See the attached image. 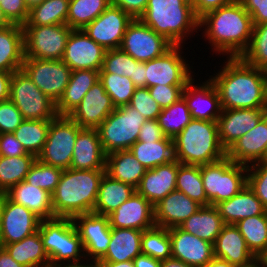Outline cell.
<instances>
[{
  "label": "cell",
  "instance_id": "1",
  "mask_svg": "<svg viewBox=\"0 0 267 267\" xmlns=\"http://www.w3.org/2000/svg\"><path fill=\"white\" fill-rule=\"evenodd\" d=\"M207 39L212 52L227 58L241 57L248 48L253 30L250 14L236 0L206 13L199 19V31Z\"/></svg>",
  "mask_w": 267,
  "mask_h": 267
},
{
  "label": "cell",
  "instance_id": "2",
  "mask_svg": "<svg viewBox=\"0 0 267 267\" xmlns=\"http://www.w3.org/2000/svg\"><path fill=\"white\" fill-rule=\"evenodd\" d=\"M223 63L220 71L209 77L219 94L222 110L262 109L266 104L262 69L240 57L226 58Z\"/></svg>",
  "mask_w": 267,
  "mask_h": 267
},
{
  "label": "cell",
  "instance_id": "3",
  "mask_svg": "<svg viewBox=\"0 0 267 267\" xmlns=\"http://www.w3.org/2000/svg\"><path fill=\"white\" fill-rule=\"evenodd\" d=\"M106 170H63L52 193L55 217L73 218L93 213L99 185Z\"/></svg>",
  "mask_w": 267,
  "mask_h": 267
},
{
  "label": "cell",
  "instance_id": "4",
  "mask_svg": "<svg viewBox=\"0 0 267 267\" xmlns=\"http://www.w3.org/2000/svg\"><path fill=\"white\" fill-rule=\"evenodd\" d=\"M139 19L173 45L183 46L189 35L199 31L191 0H148Z\"/></svg>",
  "mask_w": 267,
  "mask_h": 267
},
{
  "label": "cell",
  "instance_id": "5",
  "mask_svg": "<svg viewBox=\"0 0 267 267\" xmlns=\"http://www.w3.org/2000/svg\"><path fill=\"white\" fill-rule=\"evenodd\" d=\"M174 157L184 165H204L223 159L217 121L192 119L173 139Z\"/></svg>",
  "mask_w": 267,
  "mask_h": 267
},
{
  "label": "cell",
  "instance_id": "6",
  "mask_svg": "<svg viewBox=\"0 0 267 267\" xmlns=\"http://www.w3.org/2000/svg\"><path fill=\"white\" fill-rule=\"evenodd\" d=\"M248 166L223 159L201 165V176L207 200L216 206L229 200L247 185Z\"/></svg>",
  "mask_w": 267,
  "mask_h": 267
},
{
  "label": "cell",
  "instance_id": "7",
  "mask_svg": "<svg viewBox=\"0 0 267 267\" xmlns=\"http://www.w3.org/2000/svg\"><path fill=\"white\" fill-rule=\"evenodd\" d=\"M146 119L130 105L115 108L97 127L106 155L129 150L138 141L140 129Z\"/></svg>",
  "mask_w": 267,
  "mask_h": 267
},
{
  "label": "cell",
  "instance_id": "8",
  "mask_svg": "<svg viewBox=\"0 0 267 267\" xmlns=\"http://www.w3.org/2000/svg\"><path fill=\"white\" fill-rule=\"evenodd\" d=\"M9 99L16 105L24 120H52L57 116L56 103L22 69L12 74Z\"/></svg>",
  "mask_w": 267,
  "mask_h": 267
},
{
  "label": "cell",
  "instance_id": "9",
  "mask_svg": "<svg viewBox=\"0 0 267 267\" xmlns=\"http://www.w3.org/2000/svg\"><path fill=\"white\" fill-rule=\"evenodd\" d=\"M80 129L69 116L57 115L50 122L47 140L37 159L62 170L70 168L75 140Z\"/></svg>",
  "mask_w": 267,
  "mask_h": 267
},
{
  "label": "cell",
  "instance_id": "10",
  "mask_svg": "<svg viewBox=\"0 0 267 267\" xmlns=\"http://www.w3.org/2000/svg\"><path fill=\"white\" fill-rule=\"evenodd\" d=\"M25 58L62 60L72 29L67 24L23 25Z\"/></svg>",
  "mask_w": 267,
  "mask_h": 267
},
{
  "label": "cell",
  "instance_id": "11",
  "mask_svg": "<svg viewBox=\"0 0 267 267\" xmlns=\"http://www.w3.org/2000/svg\"><path fill=\"white\" fill-rule=\"evenodd\" d=\"M182 45H173L163 55L146 61V87L156 85L186 86L192 79V66L184 60ZM182 51V52H181ZM191 67V68H190Z\"/></svg>",
  "mask_w": 267,
  "mask_h": 267
},
{
  "label": "cell",
  "instance_id": "12",
  "mask_svg": "<svg viewBox=\"0 0 267 267\" xmlns=\"http://www.w3.org/2000/svg\"><path fill=\"white\" fill-rule=\"evenodd\" d=\"M54 103L62 97L72 70L62 60L24 58L21 68Z\"/></svg>",
  "mask_w": 267,
  "mask_h": 267
},
{
  "label": "cell",
  "instance_id": "13",
  "mask_svg": "<svg viewBox=\"0 0 267 267\" xmlns=\"http://www.w3.org/2000/svg\"><path fill=\"white\" fill-rule=\"evenodd\" d=\"M173 44L158 34L139 18L126 28L120 49L139 62H146L163 55Z\"/></svg>",
  "mask_w": 267,
  "mask_h": 267
},
{
  "label": "cell",
  "instance_id": "14",
  "mask_svg": "<svg viewBox=\"0 0 267 267\" xmlns=\"http://www.w3.org/2000/svg\"><path fill=\"white\" fill-rule=\"evenodd\" d=\"M72 221L82 241L87 262H97L106 253L111 239L108 216L79 214Z\"/></svg>",
  "mask_w": 267,
  "mask_h": 267
},
{
  "label": "cell",
  "instance_id": "15",
  "mask_svg": "<svg viewBox=\"0 0 267 267\" xmlns=\"http://www.w3.org/2000/svg\"><path fill=\"white\" fill-rule=\"evenodd\" d=\"M133 18L121 8L110 5L83 31L106 50L120 48L127 26Z\"/></svg>",
  "mask_w": 267,
  "mask_h": 267
},
{
  "label": "cell",
  "instance_id": "16",
  "mask_svg": "<svg viewBox=\"0 0 267 267\" xmlns=\"http://www.w3.org/2000/svg\"><path fill=\"white\" fill-rule=\"evenodd\" d=\"M106 49L92 40L83 30H72L62 61L72 70L102 69Z\"/></svg>",
  "mask_w": 267,
  "mask_h": 267
},
{
  "label": "cell",
  "instance_id": "17",
  "mask_svg": "<svg viewBox=\"0 0 267 267\" xmlns=\"http://www.w3.org/2000/svg\"><path fill=\"white\" fill-rule=\"evenodd\" d=\"M40 221L32 211L6 198L0 220V246L21 241L37 232Z\"/></svg>",
  "mask_w": 267,
  "mask_h": 267
},
{
  "label": "cell",
  "instance_id": "18",
  "mask_svg": "<svg viewBox=\"0 0 267 267\" xmlns=\"http://www.w3.org/2000/svg\"><path fill=\"white\" fill-rule=\"evenodd\" d=\"M110 227L148 230L156 226L154 206L137 191L108 215Z\"/></svg>",
  "mask_w": 267,
  "mask_h": 267
},
{
  "label": "cell",
  "instance_id": "19",
  "mask_svg": "<svg viewBox=\"0 0 267 267\" xmlns=\"http://www.w3.org/2000/svg\"><path fill=\"white\" fill-rule=\"evenodd\" d=\"M114 109L111 97L98 81L68 116L81 128H97Z\"/></svg>",
  "mask_w": 267,
  "mask_h": 267
},
{
  "label": "cell",
  "instance_id": "20",
  "mask_svg": "<svg viewBox=\"0 0 267 267\" xmlns=\"http://www.w3.org/2000/svg\"><path fill=\"white\" fill-rule=\"evenodd\" d=\"M171 255L192 267H205L214 257L213 244L179 227L169 228Z\"/></svg>",
  "mask_w": 267,
  "mask_h": 267
},
{
  "label": "cell",
  "instance_id": "21",
  "mask_svg": "<svg viewBox=\"0 0 267 267\" xmlns=\"http://www.w3.org/2000/svg\"><path fill=\"white\" fill-rule=\"evenodd\" d=\"M194 81L196 80L193 78L182 92L192 118L217 121L222 111L217 89L210 79L202 82V84H194Z\"/></svg>",
  "mask_w": 267,
  "mask_h": 267
},
{
  "label": "cell",
  "instance_id": "22",
  "mask_svg": "<svg viewBox=\"0 0 267 267\" xmlns=\"http://www.w3.org/2000/svg\"><path fill=\"white\" fill-rule=\"evenodd\" d=\"M261 119V109L222 110L217 119L221 146L227 151L241 136L256 127Z\"/></svg>",
  "mask_w": 267,
  "mask_h": 267
},
{
  "label": "cell",
  "instance_id": "23",
  "mask_svg": "<svg viewBox=\"0 0 267 267\" xmlns=\"http://www.w3.org/2000/svg\"><path fill=\"white\" fill-rule=\"evenodd\" d=\"M106 153L97 128H81L75 140L70 169L105 170Z\"/></svg>",
  "mask_w": 267,
  "mask_h": 267
},
{
  "label": "cell",
  "instance_id": "24",
  "mask_svg": "<svg viewBox=\"0 0 267 267\" xmlns=\"http://www.w3.org/2000/svg\"><path fill=\"white\" fill-rule=\"evenodd\" d=\"M181 164L174 161L147 169L136 191L153 206L166 195L176 190L178 167Z\"/></svg>",
  "mask_w": 267,
  "mask_h": 267
},
{
  "label": "cell",
  "instance_id": "25",
  "mask_svg": "<svg viewBox=\"0 0 267 267\" xmlns=\"http://www.w3.org/2000/svg\"><path fill=\"white\" fill-rule=\"evenodd\" d=\"M201 205L190 199L184 192L174 190L154 205V219L158 227H178Z\"/></svg>",
  "mask_w": 267,
  "mask_h": 267
},
{
  "label": "cell",
  "instance_id": "26",
  "mask_svg": "<svg viewBox=\"0 0 267 267\" xmlns=\"http://www.w3.org/2000/svg\"><path fill=\"white\" fill-rule=\"evenodd\" d=\"M267 150V126L261 119L251 131L241 136L227 151L235 163L251 165L260 162Z\"/></svg>",
  "mask_w": 267,
  "mask_h": 267
},
{
  "label": "cell",
  "instance_id": "27",
  "mask_svg": "<svg viewBox=\"0 0 267 267\" xmlns=\"http://www.w3.org/2000/svg\"><path fill=\"white\" fill-rule=\"evenodd\" d=\"M214 257L224 259L235 266H246L256 257L234 224H225L213 244Z\"/></svg>",
  "mask_w": 267,
  "mask_h": 267
},
{
  "label": "cell",
  "instance_id": "28",
  "mask_svg": "<svg viewBox=\"0 0 267 267\" xmlns=\"http://www.w3.org/2000/svg\"><path fill=\"white\" fill-rule=\"evenodd\" d=\"M6 193L9 200L23 205L41 220L55 218L50 192L35 187L24 180L11 187Z\"/></svg>",
  "mask_w": 267,
  "mask_h": 267
},
{
  "label": "cell",
  "instance_id": "29",
  "mask_svg": "<svg viewBox=\"0 0 267 267\" xmlns=\"http://www.w3.org/2000/svg\"><path fill=\"white\" fill-rule=\"evenodd\" d=\"M216 207L223 222L234 225L244 218L262 215L267 211L248 185L231 199L218 203Z\"/></svg>",
  "mask_w": 267,
  "mask_h": 267
},
{
  "label": "cell",
  "instance_id": "30",
  "mask_svg": "<svg viewBox=\"0 0 267 267\" xmlns=\"http://www.w3.org/2000/svg\"><path fill=\"white\" fill-rule=\"evenodd\" d=\"M24 33L21 25L0 28V71L13 73L24 62Z\"/></svg>",
  "mask_w": 267,
  "mask_h": 267
},
{
  "label": "cell",
  "instance_id": "31",
  "mask_svg": "<svg viewBox=\"0 0 267 267\" xmlns=\"http://www.w3.org/2000/svg\"><path fill=\"white\" fill-rule=\"evenodd\" d=\"M99 81L97 70H75L71 72L69 83L56 103L57 115L68 116L80 104L86 93Z\"/></svg>",
  "mask_w": 267,
  "mask_h": 267
},
{
  "label": "cell",
  "instance_id": "32",
  "mask_svg": "<svg viewBox=\"0 0 267 267\" xmlns=\"http://www.w3.org/2000/svg\"><path fill=\"white\" fill-rule=\"evenodd\" d=\"M143 231L111 227V239L106 253L98 261L124 262L142 253Z\"/></svg>",
  "mask_w": 267,
  "mask_h": 267
},
{
  "label": "cell",
  "instance_id": "33",
  "mask_svg": "<svg viewBox=\"0 0 267 267\" xmlns=\"http://www.w3.org/2000/svg\"><path fill=\"white\" fill-rule=\"evenodd\" d=\"M225 223L216 206H201L178 227L202 240L214 244Z\"/></svg>",
  "mask_w": 267,
  "mask_h": 267
},
{
  "label": "cell",
  "instance_id": "34",
  "mask_svg": "<svg viewBox=\"0 0 267 267\" xmlns=\"http://www.w3.org/2000/svg\"><path fill=\"white\" fill-rule=\"evenodd\" d=\"M106 174L112 179L137 188L146 169L129 150L116 151L106 155Z\"/></svg>",
  "mask_w": 267,
  "mask_h": 267
},
{
  "label": "cell",
  "instance_id": "35",
  "mask_svg": "<svg viewBox=\"0 0 267 267\" xmlns=\"http://www.w3.org/2000/svg\"><path fill=\"white\" fill-rule=\"evenodd\" d=\"M135 191L136 188L130 184L112 179L105 173L99 185L93 213L108 216L127 201Z\"/></svg>",
  "mask_w": 267,
  "mask_h": 267
},
{
  "label": "cell",
  "instance_id": "36",
  "mask_svg": "<svg viewBox=\"0 0 267 267\" xmlns=\"http://www.w3.org/2000/svg\"><path fill=\"white\" fill-rule=\"evenodd\" d=\"M10 256L24 267L51 266L39 229L21 241L3 246Z\"/></svg>",
  "mask_w": 267,
  "mask_h": 267
},
{
  "label": "cell",
  "instance_id": "37",
  "mask_svg": "<svg viewBox=\"0 0 267 267\" xmlns=\"http://www.w3.org/2000/svg\"><path fill=\"white\" fill-rule=\"evenodd\" d=\"M129 151L146 170L175 160L173 139L168 137L156 142L137 141L130 147Z\"/></svg>",
  "mask_w": 267,
  "mask_h": 267
},
{
  "label": "cell",
  "instance_id": "38",
  "mask_svg": "<svg viewBox=\"0 0 267 267\" xmlns=\"http://www.w3.org/2000/svg\"><path fill=\"white\" fill-rule=\"evenodd\" d=\"M85 260L86 257L82 241L72 218H62L61 251L50 262L51 267L82 265L87 262Z\"/></svg>",
  "mask_w": 267,
  "mask_h": 267
},
{
  "label": "cell",
  "instance_id": "39",
  "mask_svg": "<svg viewBox=\"0 0 267 267\" xmlns=\"http://www.w3.org/2000/svg\"><path fill=\"white\" fill-rule=\"evenodd\" d=\"M111 4L112 0H70L67 25L72 30H83Z\"/></svg>",
  "mask_w": 267,
  "mask_h": 267
},
{
  "label": "cell",
  "instance_id": "40",
  "mask_svg": "<svg viewBox=\"0 0 267 267\" xmlns=\"http://www.w3.org/2000/svg\"><path fill=\"white\" fill-rule=\"evenodd\" d=\"M70 0H44L29 9V17L24 25H59L67 24Z\"/></svg>",
  "mask_w": 267,
  "mask_h": 267
},
{
  "label": "cell",
  "instance_id": "41",
  "mask_svg": "<svg viewBox=\"0 0 267 267\" xmlns=\"http://www.w3.org/2000/svg\"><path fill=\"white\" fill-rule=\"evenodd\" d=\"M36 159L33 154L17 157L0 156V190L7 192L14 185L24 181Z\"/></svg>",
  "mask_w": 267,
  "mask_h": 267
},
{
  "label": "cell",
  "instance_id": "42",
  "mask_svg": "<svg viewBox=\"0 0 267 267\" xmlns=\"http://www.w3.org/2000/svg\"><path fill=\"white\" fill-rule=\"evenodd\" d=\"M50 122L51 120H24L13 134L28 153L37 157L47 140Z\"/></svg>",
  "mask_w": 267,
  "mask_h": 267
},
{
  "label": "cell",
  "instance_id": "43",
  "mask_svg": "<svg viewBox=\"0 0 267 267\" xmlns=\"http://www.w3.org/2000/svg\"><path fill=\"white\" fill-rule=\"evenodd\" d=\"M188 104L182 96L158 116L159 126L165 137L174 139L192 120Z\"/></svg>",
  "mask_w": 267,
  "mask_h": 267
},
{
  "label": "cell",
  "instance_id": "44",
  "mask_svg": "<svg viewBox=\"0 0 267 267\" xmlns=\"http://www.w3.org/2000/svg\"><path fill=\"white\" fill-rule=\"evenodd\" d=\"M176 190L184 192L201 206L210 205L203 187L201 165L181 164L178 167Z\"/></svg>",
  "mask_w": 267,
  "mask_h": 267
},
{
  "label": "cell",
  "instance_id": "45",
  "mask_svg": "<svg viewBox=\"0 0 267 267\" xmlns=\"http://www.w3.org/2000/svg\"><path fill=\"white\" fill-rule=\"evenodd\" d=\"M235 226L255 257L267 247V211L262 215L244 218Z\"/></svg>",
  "mask_w": 267,
  "mask_h": 267
},
{
  "label": "cell",
  "instance_id": "46",
  "mask_svg": "<svg viewBox=\"0 0 267 267\" xmlns=\"http://www.w3.org/2000/svg\"><path fill=\"white\" fill-rule=\"evenodd\" d=\"M141 251L161 261L172 257L169 229L154 226L144 230L141 238Z\"/></svg>",
  "mask_w": 267,
  "mask_h": 267
},
{
  "label": "cell",
  "instance_id": "47",
  "mask_svg": "<svg viewBox=\"0 0 267 267\" xmlns=\"http://www.w3.org/2000/svg\"><path fill=\"white\" fill-rule=\"evenodd\" d=\"M99 81L111 97L115 108L129 105L136 89L130 78L112 73H99Z\"/></svg>",
  "mask_w": 267,
  "mask_h": 267
},
{
  "label": "cell",
  "instance_id": "48",
  "mask_svg": "<svg viewBox=\"0 0 267 267\" xmlns=\"http://www.w3.org/2000/svg\"><path fill=\"white\" fill-rule=\"evenodd\" d=\"M240 58L256 68L267 67V23L253 25L250 44Z\"/></svg>",
  "mask_w": 267,
  "mask_h": 267
},
{
  "label": "cell",
  "instance_id": "49",
  "mask_svg": "<svg viewBox=\"0 0 267 267\" xmlns=\"http://www.w3.org/2000/svg\"><path fill=\"white\" fill-rule=\"evenodd\" d=\"M62 172V169L48 165L36 159L26 175L25 181L52 194L59 183Z\"/></svg>",
  "mask_w": 267,
  "mask_h": 267
},
{
  "label": "cell",
  "instance_id": "50",
  "mask_svg": "<svg viewBox=\"0 0 267 267\" xmlns=\"http://www.w3.org/2000/svg\"><path fill=\"white\" fill-rule=\"evenodd\" d=\"M39 232L43 241L44 250L51 262L61 251L62 217L41 220Z\"/></svg>",
  "mask_w": 267,
  "mask_h": 267
},
{
  "label": "cell",
  "instance_id": "51",
  "mask_svg": "<svg viewBox=\"0 0 267 267\" xmlns=\"http://www.w3.org/2000/svg\"><path fill=\"white\" fill-rule=\"evenodd\" d=\"M138 62L120 48L106 50L99 73H112L131 78Z\"/></svg>",
  "mask_w": 267,
  "mask_h": 267
},
{
  "label": "cell",
  "instance_id": "52",
  "mask_svg": "<svg viewBox=\"0 0 267 267\" xmlns=\"http://www.w3.org/2000/svg\"><path fill=\"white\" fill-rule=\"evenodd\" d=\"M247 185L267 209V165L260 162L248 166Z\"/></svg>",
  "mask_w": 267,
  "mask_h": 267
},
{
  "label": "cell",
  "instance_id": "53",
  "mask_svg": "<svg viewBox=\"0 0 267 267\" xmlns=\"http://www.w3.org/2000/svg\"><path fill=\"white\" fill-rule=\"evenodd\" d=\"M129 105L135 108L146 120L158 119L161 108L151 97L147 87L136 88Z\"/></svg>",
  "mask_w": 267,
  "mask_h": 267
},
{
  "label": "cell",
  "instance_id": "54",
  "mask_svg": "<svg viewBox=\"0 0 267 267\" xmlns=\"http://www.w3.org/2000/svg\"><path fill=\"white\" fill-rule=\"evenodd\" d=\"M23 121L21 112L10 99L0 101V134L13 133Z\"/></svg>",
  "mask_w": 267,
  "mask_h": 267
},
{
  "label": "cell",
  "instance_id": "55",
  "mask_svg": "<svg viewBox=\"0 0 267 267\" xmlns=\"http://www.w3.org/2000/svg\"><path fill=\"white\" fill-rule=\"evenodd\" d=\"M186 86L156 85L149 87L151 97L158 103L161 109L168 108L182 97L183 89Z\"/></svg>",
  "mask_w": 267,
  "mask_h": 267
},
{
  "label": "cell",
  "instance_id": "56",
  "mask_svg": "<svg viewBox=\"0 0 267 267\" xmlns=\"http://www.w3.org/2000/svg\"><path fill=\"white\" fill-rule=\"evenodd\" d=\"M5 16L12 24L23 26L29 17V8L24 0H3L0 3Z\"/></svg>",
  "mask_w": 267,
  "mask_h": 267
},
{
  "label": "cell",
  "instance_id": "57",
  "mask_svg": "<svg viewBox=\"0 0 267 267\" xmlns=\"http://www.w3.org/2000/svg\"><path fill=\"white\" fill-rule=\"evenodd\" d=\"M28 153L13 133L0 134V156L17 157Z\"/></svg>",
  "mask_w": 267,
  "mask_h": 267
},
{
  "label": "cell",
  "instance_id": "58",
  "mask_svg": "<svg viewBox=\"0 0 267 267\" xmlns=\"http://www.w3.org/2000/svg\"><path fill=\"white\" fill-rule=\"evenodd\" d=\"M250 14L253 25L267 23V0H238Z\"/></svg>",
  "mask_w": 267,
  "mask_h": 267
},
{
  "label": "cell",
  "instance_id": "59",
  "mask_svg": "<svg viewBox=\"0 0 267 267\" xmlns=\"http://www.w3.org/2000/svg\"><path fill=\"white\" fill-rule=\"evenodd\" d=\"M148 0H112V5L121 8L133 19H138L147 7Z\"/></svg>",
  "mask_w": 267,
  "mask_h": 267
},
{
  "label": "cell",
  "instance_id": "60",
  "mask_svg": "<svg viewBox=\"0 0 267 267\" xmlns=\"http://www.w3.org/2000/svg\"><path fill=\"white\" fill-rule=\"evenodd\" d=\"M165 137L157 119L146 120L139 132L138 141H159Z\"/></svg>",
  "mask_w": 267,
  "mask_h": 267
},
{
  "label": "cell",
  "instance_id": "61",
  "mask_svg": "<svg viewBox=\"0 0 267 267\" xmlns=\"http://www.w3.org/2000/svg\"><path fill=\"white\" fill-rule=\"evenodd\" d=\"M236 0H191L194 13L198 19L206 13L216 10L222 6L232 4Z\"/></svg>",
  "mask_w": 267,
  "mask_h": 267
},
{
  "label": "cell",
  "instance_id": "62",
  "mask_svg": "<svg viewBox=\"0 0 267 267\" xmlns=\"http://www.w3.org/2000/svg\"><path fill=\"white\" fill-rule=\"evenodd\" d=\"M145 71L146 62H138L134 67L133 77H131L130 79L132 80L136 88L146 87Z\"/></svg>",
  "mask_w": 267,
  "mask_h": 267
},
{
  "label": "cell",
  "instance_id": "63",
  "mask_svg": "<svg viewBox=\"0 0 267 267\" xmlns=\"http://www.w3.org/2000/svg\"><path fill=\"white\" fill-rule=\"evenodd\" d=\"M133 263L135 267H161V260L143 253L136 256Z\"/></svg>",
  "mask_w": 267,
  "mask_h": 267
},
{
  "label": "cell",
  "instance_id": "64",
  "mask_svg": "<svg viewBox=\"0 0 267 267\" xmlns=\"http://www.w3.org/2000/svg\"><path fill=\"white\" fill-rule=\"evenodd\" d=\"M13 73L0 71V101L9 99L10 80Z\"/></svg>",
  "mask_w": 267,
  "mask_h": 267
},
{
  "label": "cell",
  "instance_id": "65",
  "mask_svg": "<svg viewBox=\"0 0 267 267\" xmlns=\"http://www.w3.org/2000/svg\"><path fill=\"white\" fill-rule=\"evenodd\" d=\"M0 267H24L17 263L8 253V251L0 246Z\"/></svg>",
  "mask_w": 267,
  "mask_h": 267
},
{
  "label": "cell",
  "instance_id": "66",
  "mask_svg": "<svg viewBox=\"0 0 267 267\" xmlns=\"http://www.w3.org/2000/svg\"><path fill=\"white\" fill-rule=\"evenodd\" d=\"M98 267H135L133 260L124 262L97 261Z\"/></svg>",
  "mask_w": 267,
  "mask_h": 267
},
{
  "label": "cell",
  "instance_id": "67",
  "mask_svg": "<svg viewBox=\"0 0 267 267\" xmlns=\"http://www.w3.org/2000/svg\"><path fill=\"white\" fill-rule=\"evenodd\" d=\"M161 267H192L183 261L170 257L166 260L161 261Z\"/></svg>",
  "mask_w": 267,
  "mask_h": 267
},
{
  "label": "cell",
  "instance_id": "68",
  "mask_svg": "<svg viewBox=\"0 0 267 267\" xmlns=\"http://www.w3.org/2000/svg\"><path fill=\"white\" fill-rule=\"evenodd\" d=\"M205 267H237L233 264H230L228 261L221 259V258H217V257H213L207 264Z\"/></svg>",
  "mask_w": 267,
  "mask_h": 267
},
{
  "label": "cell",
  "instance_id": "69",
  "mask_svg": "<svg viewBox=\"0 0 267 267\" xmlns=\"http://www.w3.org/2000/svg\"><path fill=\"white\" fill-rule=\"evenodd\" d=\"M256 260L262 267H267V247L256 256Z\"/></svg>",
  "mask_w": 267,
  "mask_h": 267
},
{
  "label": "cell",
  "instance_id": "70",
  "mask_svg": "<svg viewBox=\"0 0 267 267\" xmlns=\"http://www.w3.org/2000/svg\"><path fill=\"white\" fill-rule=\"evenodd\" d=\"M9 25H12V23L7 19L2 8L0 7V28H5Z\"/></svg>",
  "mask_w": 267,
  "mask_h": 267
},
{
  "label": "cell",
  "instance_id": "71",
  "mask_svg": "<svg viewBox=\"0 0 267 267\" xmlns=\"http://www.w3.org/2000/svg\"><path fill=\"white\" fill-rule=\"evenodd\" d=\"M6 198H7V193L0 190V220H1V214L3 211V207L5 204Z\"/></svg>",
  "mask_w": 267,
  "mask_h": 267
},
{
  "label": "cell",
  "instance_id": "72",
  "mask_svg": "<svg viewBox=\"0 0 267 267\" xmlns=\"http://www.w3.org/2000/svg\"><path fill=\"white\" fill-rule=\"evenodd\" d=\"M262 75L264 80V93L267 101V67L262 69Z\"/></svg>",
  "mask_w": 267,
  "mask_h": 267
},
{
  "label": "cell",
  "instance_id": "73",
  "mask_svg": "<svg viewBox=\"0 0 267 267\" xmlns=\"http://www.w3.org/2000/svg\"><path fill=\"white\" fill-rule=\"evenodd\" d=\"M43 1L44 0H24L25 4L29 9H31L35 5L42 3Z\"/></svg>",
  "mask_w": 267,
  "mask_h": 267
},
{
  "label": "cell",
  "instance_id": "74",
  "mask_svg": "<svg viewBox=\"0 0 267 267\" xmlns=\"http://www.w3.org/2000/svg\"><path fill=\"white\" fill-rule=\"evenodd\" d=\"M60 267H98L96 262H86V264L82 265H70V266H60Z\"/></svg>",
  "mask_w": 267,
  "mask_h": 267
},
{
  "label": "cell",
  "instance_id": "75",
  "mask_svg": "<svg viewBox=\"0 0 267 267\" xmlns=\"http://www.w3.org/2000/svg\"><path fill=\"white\" fill-rule=\"evenodd\" d=\"M261 114H262V120L264 121L265 125L267 126V101H266V104L261 109Z\"/></svg>",
  "mask_w": 267,
  "mask_h": 267
},
{
  "label": "cell",
  "instance_id": "76",
  "mask_svg": "<svg viewBox=\"0 0 267 267\" xmlns=\"http://www.w3.org/2000/svg\"><path fill=\"white\" fill-rule=\"evenodd\" d=\"M237 267H262L260 263L255 259L250 264L246 266H237Z\"/></svg>",
  "mask_w": 267,
  "mask_h": 267
},
{
  "label": "cell",
  "instance_id": "77",
  "mask_svg": "<svg viewBox=\"0 0 267 267\" xmlns=\"http://www.w3.org/2000/svg\"><path fill=\"white\" fill-rule=\"evenodd\" d=\"M260 163H261V164H266V165H267V150H266V152H265V154H264V157L261 159Z\"/></svg>",
  "mask_w": 267,
  "mask_h": 267
}]
</instances>
